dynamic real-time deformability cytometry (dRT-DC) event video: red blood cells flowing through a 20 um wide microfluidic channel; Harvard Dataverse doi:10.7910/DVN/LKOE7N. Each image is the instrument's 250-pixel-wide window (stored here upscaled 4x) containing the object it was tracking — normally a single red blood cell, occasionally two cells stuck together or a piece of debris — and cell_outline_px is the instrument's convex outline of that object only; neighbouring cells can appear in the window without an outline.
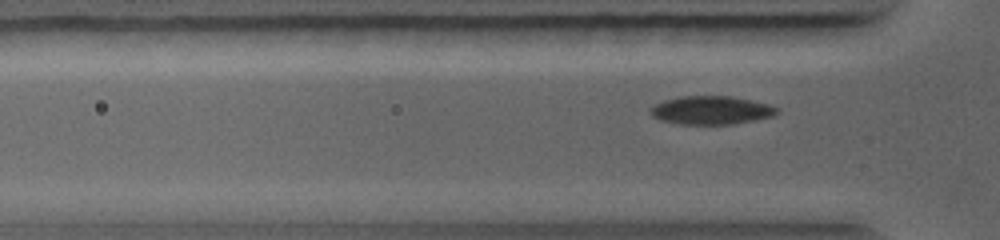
{"species": "common noctule bat (a hibernating species)", "species_latin": "Nyctalus noctula", "temperature_condition": "warm", "stored_images_in_passage": 46, "camera_frame_rate_fps": 5000, "um_per_image_px": 0.085, "animal": {"sex": "female", "body_mass_g": 19.0, "forearm_length_mm": 56.7}, "frame": {"image": 1, "passage_image": 8, "time_ms": 1.2, "image_size_px": [1000, 240], "cell_outline_px": [[776, 112], [772, 116], [732, 124], [680, 124], [660, 120], [652, 116], [652, 108], [656, 104], [664, 100], [680, 96], [732, 96], [768, 104], [776, 108]], "centroid_in_image_um": [60.42, 9.36], "position_along_channel_um": 65.4, "area_um2": 20.52}}
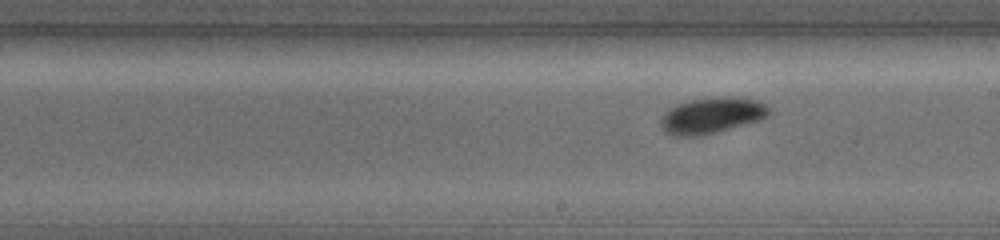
{"frame": {"image": 2, "passage_image": 23, "time_ms": 4.4, "image_size_px": [1000, 240], "cell_outline_px": [[772, 112], [768, 116], [760, 120], [696, 136], [680, 136], [668, 132], [660, 124], [660, 116], [668, 108], [676, 104], [688, 100], [716, 96], [728, 96], [760, 100], [768, 104]], "centroid_in_image_um": [60.53, 9.76], "position_along_channel_um": 228.5, "area_um2": 22.77}}
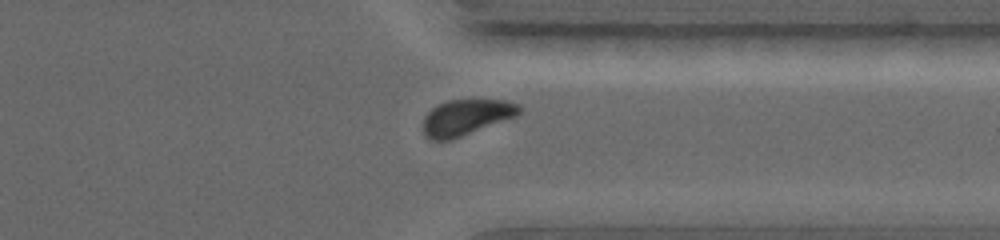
{"frame": {"image": 3, "passage_image": 38, "time_ms": 7.2, "image_size_px": [1000, 240], "cell_outline_px": [[524, 108], [516, 116], [452, 140], [432, 140], [424, 136], [424, 116], [432, 108], [448, 100], [504, 100], [520, 104]], "centroid_in_image_um": [39.64, 9.97], "position_along_channel_um": 371.8, "area_um2": 20.06}}